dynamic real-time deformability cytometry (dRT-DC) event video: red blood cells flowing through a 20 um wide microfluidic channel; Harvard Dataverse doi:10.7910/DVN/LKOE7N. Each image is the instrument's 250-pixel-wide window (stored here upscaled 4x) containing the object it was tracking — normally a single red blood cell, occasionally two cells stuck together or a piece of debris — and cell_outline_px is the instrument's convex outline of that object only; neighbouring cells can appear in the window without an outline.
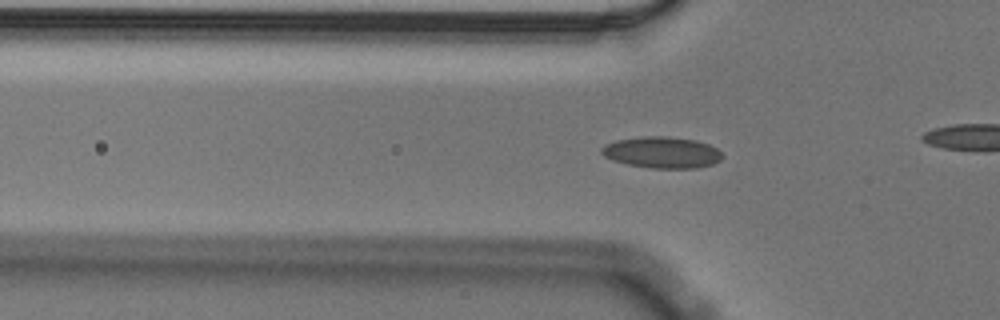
{"species": "Egyptian fruit bat (a non-hibernating species)", "species_latin": "Rousettus aegyptiacus", "temperature_condition": "cold", "stored_images_in_passage": 45, "camera_frame_rate_fps": 3000, "um_per_image_px": 0.085, "animal": {"sex": "male"}, "frame": {"image": 1, "passage_image": 18, "time_ms": 5.667, "image_size_px": [1000, 320], "cell_outline_px": [[724, 156], [720, 160], [712, 164], [696, 168], [652, 168], [628, 164], [612, 160], [604, 156], [600, 152], [600, 148], [604, 144], [616, 140], [644, 136], [668, 136], [696, 140], [708, 144], [716, 148]], "centroid_in_image_um": [56.24, 12.95], "position_along_channel_um": 69.6, "area_um2": 22.14}}
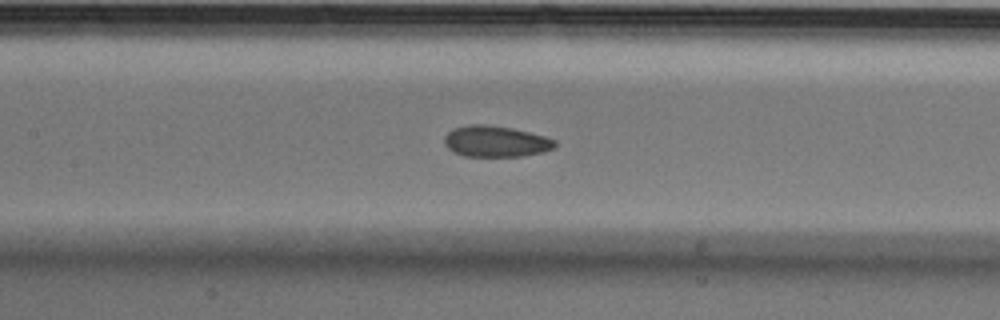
{"frame": {"image": 2, "passage_image": 26, "time_ms": 8.333, "image_size_px": [1000, 320], "cell_outline_px": [[556, 144], [552, 148], [544, 152], [524, 156], [464, 156], [448, 148], [444, 144], [444, 136], [452, 128], [468, 124], [484, 124], [512, 128], [544, 136], [556, 140]], "centroid_in_image_um": [42.12, 12.01], "position_along_channel_um": 165.3, "area_um2": 20.06}}
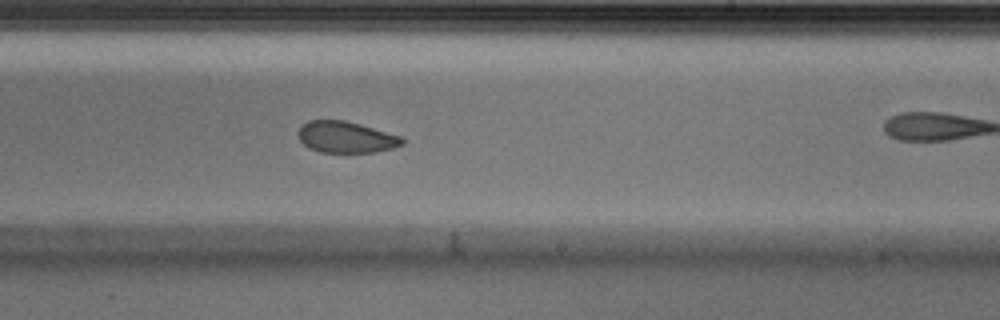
{"frame": {"image": 3, "passage_image": 34, "time_ms": 11.0, "image_size_px": [1000, 320], "cell_outline_px": [[404, 144], [392, 148], [376, 152], [320, 152], [308, 148], [300, 140], [296, 132], [308, 120], [344, 120], [360, 124], [400, 136], [404, 140]], "centroid_in_image_um": [29.38, 11.66], "position_along_channel_um": 259.6, "area_um2": 18.96}}